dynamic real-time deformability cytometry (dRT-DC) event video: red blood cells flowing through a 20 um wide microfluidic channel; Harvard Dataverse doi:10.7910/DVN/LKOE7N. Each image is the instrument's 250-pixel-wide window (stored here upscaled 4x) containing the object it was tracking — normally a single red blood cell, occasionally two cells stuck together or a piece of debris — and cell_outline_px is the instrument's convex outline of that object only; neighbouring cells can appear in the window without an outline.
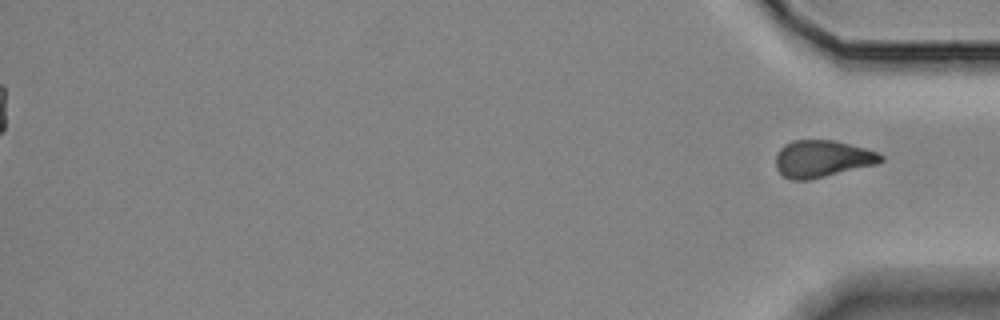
{"species": "Egyptian fruit bat (a non-hibernating species)", "species_latin": "Rousettus aegyptiacus", "temperature_condition": "room temperature", "stored_images_in_passage": 35, "segment_of_instrument_passage": [2, 2], "camera_frame_rate_fps": 3000, "um_per_image_px": 0.085, "animal": {"sex": "female"}, "frame": {"image": 1, "passage_image": 35, "time_ms": 11.333, "image_size_px": [1000, 320], "cell_outline_px": [[884, 160], [876, 164], [808, 180], [792, 180], [784, 176], [776, 168], [776, 152], [784, 144], [792, 140], [836, 140], [864, 148], [876, 152], [884, 156]], "centroid_in_image_um": [69.86, 13.48], "position_along_channel_um": 365.3, "area_um2": 22.6}}